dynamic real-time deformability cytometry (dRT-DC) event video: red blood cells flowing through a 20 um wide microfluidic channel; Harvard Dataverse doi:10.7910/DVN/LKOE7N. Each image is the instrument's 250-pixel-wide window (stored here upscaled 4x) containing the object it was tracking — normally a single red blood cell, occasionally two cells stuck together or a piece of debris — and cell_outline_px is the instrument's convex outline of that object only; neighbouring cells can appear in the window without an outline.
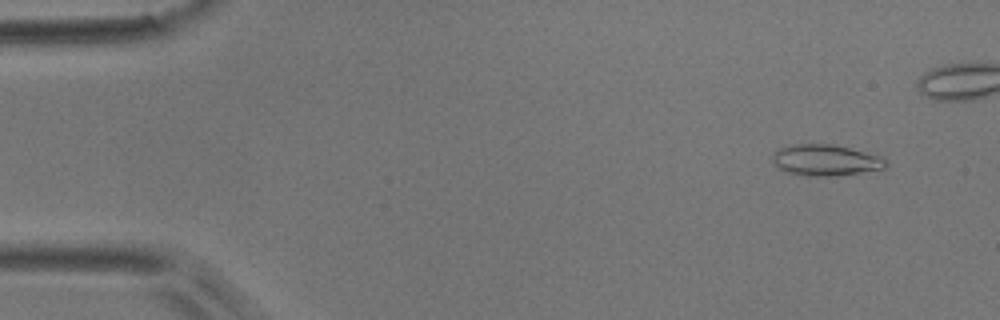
{"species": "common noctule bat (a hibernating species)", "species_latin": "Nyctalus noctula", "temperature_condition": "room temperature", "stored_images_in_passage": 47, "camera_frame_rate_fps": 3000, "um_per_image_px": 0.085, "animal": {"sex": "male", "body_mass_g": 17.9}, "frame": {"image": 1, "passage_image": 4, "time_ms": 1.0, "image_size_px": [1000, 320], "cell_outline_px": [[888, 164], [884, 168], [836, 176], [808, 176], [788, 172], [772, 164], [772, 156], [780, 148], [792, 144], [832, 144], [884, 156], [888, 160]], "centroid_in_image_um": [70.21, 13.61], "position_along_channel_um": 14.8, "area_um2": 20.63}}
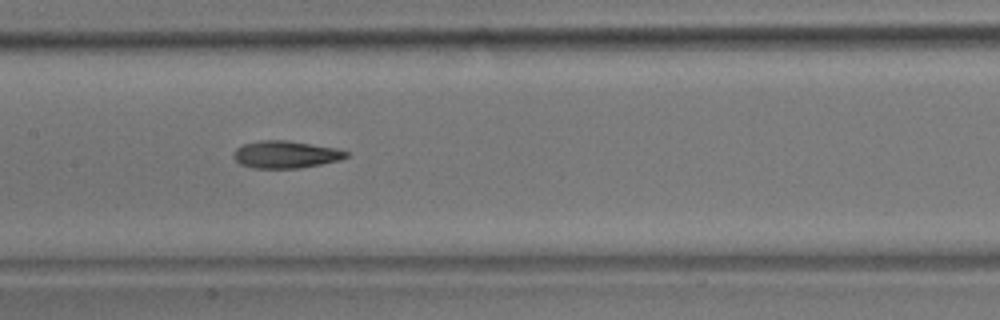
{"frame": {"image": 2, "passage_image": 26, "time_ms": 8.333, "image_size_px": [1000, 320], "cell_outline_px": [[348, 156], [340, 160], [300, 168], [252, 168], [240, 164], [232, 156], [236, 148], [244, 144], [260, 140], [288, 140], [336, 148], [348, 152]], "centroid_in_image_um": [24.27, 13.13], "position_along_channel_um": 183.1, "area_um2": 17.92}}
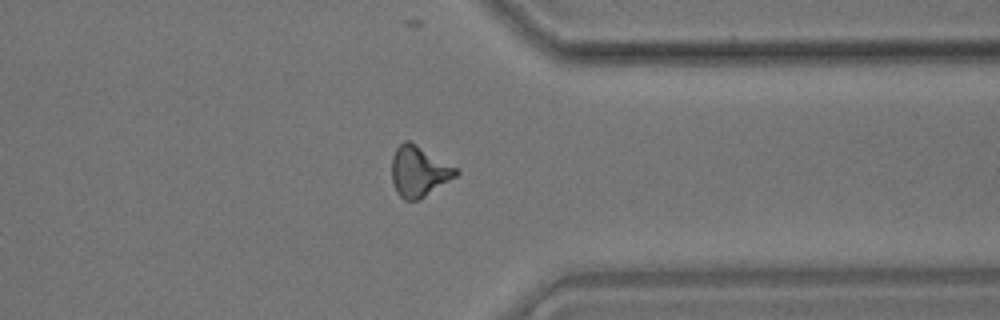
{"frame": {"image": 3, "passage_image": 42, "time_ms": 13.667, "image_size_px": [1000, 320], "cell_outline_px": [[460, 172], [456, 176], [424, 196], [416, 200], [404, 200], [396, 192], [392, 180], [392, 156], [396, 148], [404, 140], [408, 140], [416, 144], [460, 168]], "centroid_in_image_um": [35.62, 14.54], "position_along_channel_um": 375.8, "area_um2": 18.96}, "authors_computed_cell_mechanics": {"area_um2": 18.3804, "velocity_mm_per_s": 3.7034, "shape_relaxation_time_tau1_ms": 8.2324, "shape_relaxation_time_tau2_ms": 4.7081, "deformation_change_tau1": 0.2087, "deformation_change_tau2": 0.152}}